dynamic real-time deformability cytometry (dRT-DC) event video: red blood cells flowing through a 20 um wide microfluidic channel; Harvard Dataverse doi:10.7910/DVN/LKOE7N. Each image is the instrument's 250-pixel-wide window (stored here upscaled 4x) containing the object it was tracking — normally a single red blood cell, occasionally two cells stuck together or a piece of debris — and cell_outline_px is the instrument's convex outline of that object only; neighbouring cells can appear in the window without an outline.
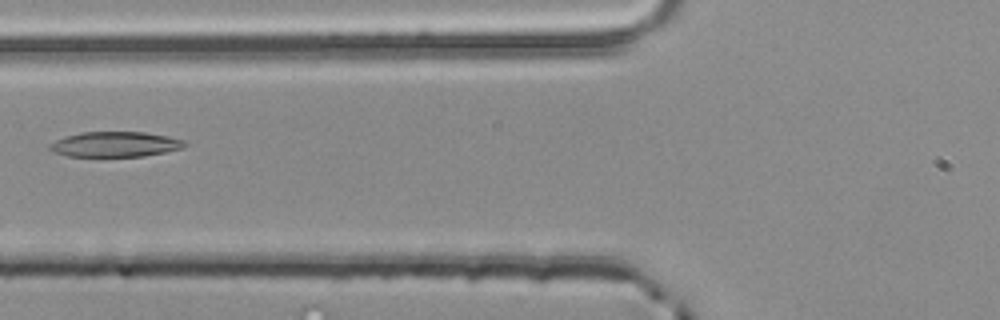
{"species": "common noctule bat (a hibernating species)", "species_latin": "Nyctalus noctula", "temperature_condition": "room temperature", "stored_images_in_passage": 2, "camera_frame_rate_fps": 3000, "um_per_image_px": 0.085, "animal": {"sex": "male", "body_mass_g": 20.4}, "frame": {"image": 1, "passage_image": 2, "time_ms": 0.333, "image_size_px": [1000, 320], "cell_outline_px": [[188, 144], [184, 148], [144, 156], [68, 156], [56, 152], [48, 148], [48, 144], [56, 140], [80, 132], [144, 132], [168, 136], [184, 140]], "centroid_in_image_um": [9.83, 12.26], "position_along_channel_um": 116.0, "area_um2": 19.71}}